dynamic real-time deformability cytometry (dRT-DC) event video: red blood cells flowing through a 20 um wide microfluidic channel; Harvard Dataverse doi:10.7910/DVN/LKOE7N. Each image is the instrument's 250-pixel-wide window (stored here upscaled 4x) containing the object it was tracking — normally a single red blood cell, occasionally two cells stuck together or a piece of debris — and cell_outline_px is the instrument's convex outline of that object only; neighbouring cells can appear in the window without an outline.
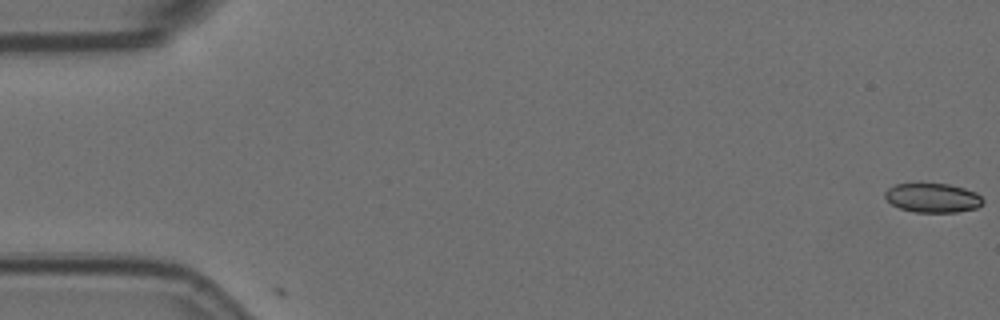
{"species": "Egyptian fruit bat (a non-hibernating species)", "species_latin": "Rousettus aegyptiacus", "temperature_condition": "room temperature", "stored_images_in_passage": 2, "camera_frame_rate_fps": 3000, "um_per_image_px": 0.085, "animal": {"sex": "female"}, "frame": {"image": 1, "passage_image": 1, "time_ms": 0.0, "image_size_px": [1000, 320], "cell_outline_px": [[984, 200], [976, 208], [956, 212], [916, 212], [900, 208], [892, 204], [884, 196], [884, 192], [888, 188], [896, 184], [948, 184], [964, 188], [976, 192]], "centroid_in_image_um": [79.27, 16.82], "position_along_channel_um": 5.7, "area_um2": 16.47}}